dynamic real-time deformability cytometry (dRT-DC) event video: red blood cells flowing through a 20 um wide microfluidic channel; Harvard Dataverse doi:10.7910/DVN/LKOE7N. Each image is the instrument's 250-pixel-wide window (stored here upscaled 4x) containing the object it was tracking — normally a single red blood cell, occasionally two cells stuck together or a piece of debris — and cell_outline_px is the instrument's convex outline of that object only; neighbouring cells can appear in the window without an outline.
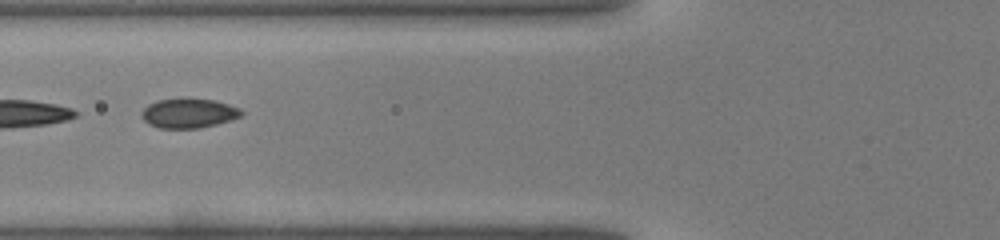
{"species": "common noctule bat (a hibernating species)", "species_latin": "Nyctalus noctula", "temperature_condition": "warm", "stored_images_in_passage": 30, "camera_frame_rate_fps": 3000, "um_per_image_px": 0.085, "animal": {"sex": "male", "body_mass_g": 19.0, "forearm_length_mm": 50.8}, "frame": {"image": 1, "passage_image": 5, "time_ms": 1.333, "image_size_px": [1000, 240], "cell_outline_px": [[244, 112], [240, 116], [232, 120], [200, 128], [160, 128], [148, 124], [140, 116], [140, 112], [148, 104], [156, 100], [188, 96], [216, 100], [240, 108]], "centroid_in_image_um": [16.02, 9.58], "position_along_channel_um": 109.8, "area_um2": 17.8}}
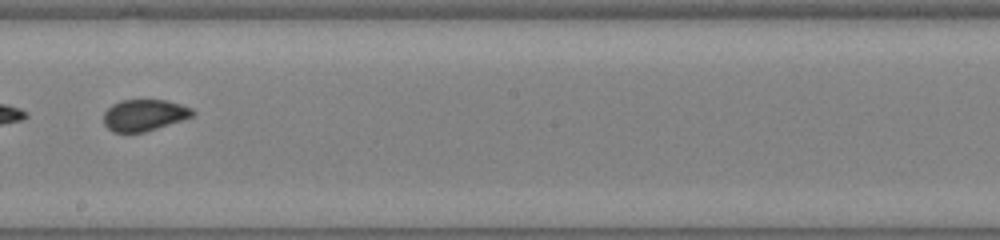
{"frame": {"image": 2, "passage_image": 13, "time_ms": 4.0, "image_size_px": [1000, 240], "cell_outline_px": [[196, 112], [192, 116], [144, 132], [112, 132], [104, 124], [104, 112], [112, 104], [120, 100], [168, 100], [192, 108]], "centroid_in_image_um": [12.24, 9.77], "position_along_channel_um": 236.0, "area_um2": 16.18}}
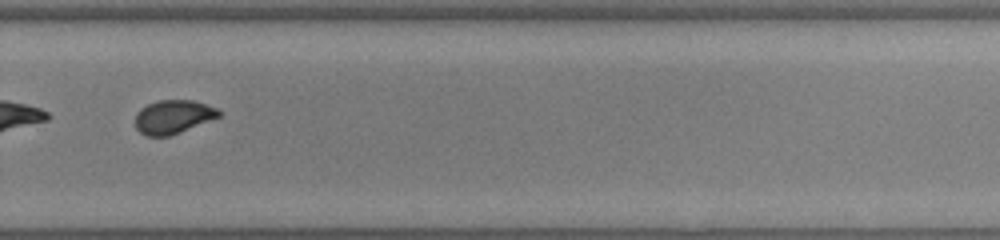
{"frame": {"image": 3, "passage_image": 18, "time_ms": 5.667, "image_size_px": [1000, 240], "cell_outline_px": [[224, 112], [220, 116], [180, 132], [168, 136], [144, 136], [136, 128], [136, 112], [140, 108], [148, 104], [160, 100], [192, 100], [216, 108]], "centroid_in_image_um": [14.7, 9.93], "position_along_channel_um": 315.1, "area_um2": 16.3}}